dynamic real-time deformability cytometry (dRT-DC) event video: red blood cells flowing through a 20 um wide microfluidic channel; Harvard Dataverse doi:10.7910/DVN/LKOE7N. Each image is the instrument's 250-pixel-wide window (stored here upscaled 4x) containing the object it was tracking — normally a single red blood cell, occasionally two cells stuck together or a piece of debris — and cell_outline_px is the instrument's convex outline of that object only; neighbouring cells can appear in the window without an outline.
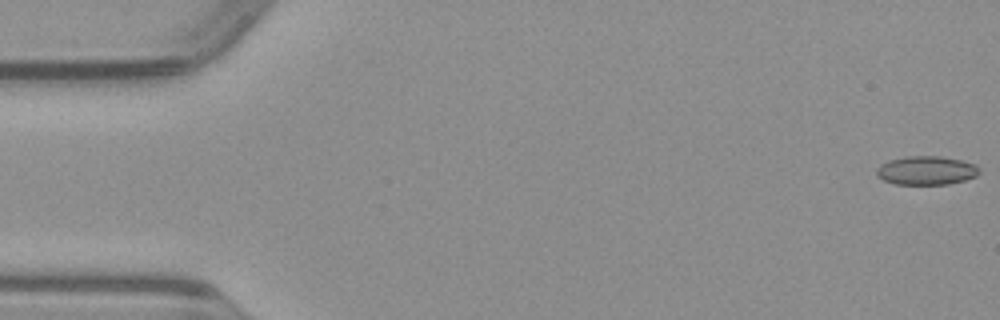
{"species": "common noctule bat (a hibernating species)", "species_latin": "Nyctalus noctula", "temperature_condition": "warm", "stored_images_in_passage": 51, "camera_frame_rate_fps": 3000, "um_per_image_px": 0.085, "animal": {"sex": "male", "body_mass_g": 23.1, "forearm_length_mm": 52.7}, "frame": {"image": 1, "passage_image": 1, "time_ms": 0.0, "image_size_px": [1000, 320], "cell_outline_px": [[980, 172], [976, 176], [964, 180], [948, 184], [896, 184], [884, 180], [876, 176], [876, 168], [880, 164], [888, 160], [904, 156], [940, 156], [960, 160], [976, 164], [980, 168]], "centroid_in_image_um": [78.72, 14.48], "position_along_channel_um": 6.3, "area_um2": 17.34}}
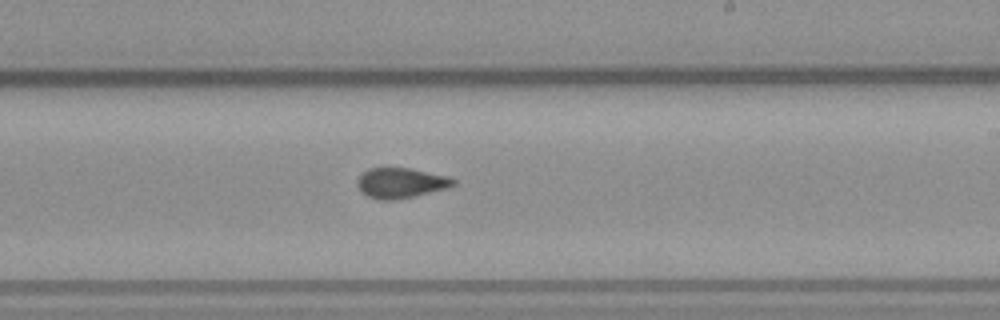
{"frame": {"image": 2, "passage_image": 30, "time_ms": 9.667, "image_size_px": [1000, 320], "cell_outline_px": [[456, 184], [448, 188], [396, 200], [380, 200], [368, 196], [356, 184], [356, 180], [368, 168], [408, 168], [448, 176], [456, 180]], "centroid_in_image_um": [34.08, 15.55], "position_along_channel_um": 254.9, "area_um2": 16.76}}
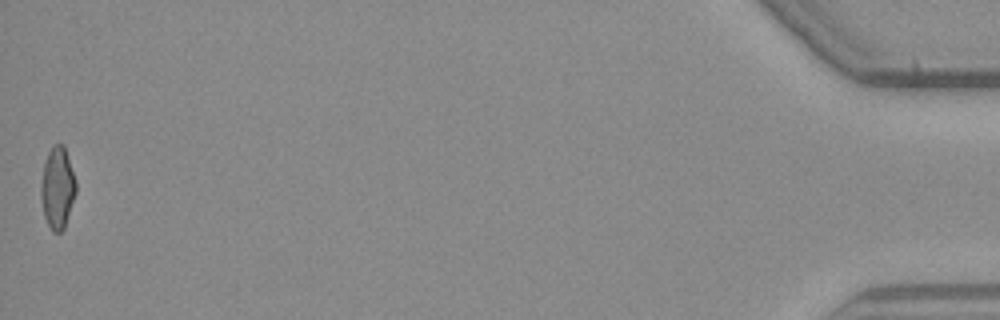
{"frame": {"image": 3, "passage_image": 51, "time_ms": 16.667, "image_size_px": [1000, 320], "cell_outline_px": [[76, 192], [64, 228], [60, 232], [52, 232], [44, 216], [40, 200], [40, 188], [44, 164], [48, 152], [52, 144], [64, 144], [76, 180]], "centroid_in_image_um": [4.88, 15.95], "position_along_channel_um": 430.3, "area_um2": 16.76}}